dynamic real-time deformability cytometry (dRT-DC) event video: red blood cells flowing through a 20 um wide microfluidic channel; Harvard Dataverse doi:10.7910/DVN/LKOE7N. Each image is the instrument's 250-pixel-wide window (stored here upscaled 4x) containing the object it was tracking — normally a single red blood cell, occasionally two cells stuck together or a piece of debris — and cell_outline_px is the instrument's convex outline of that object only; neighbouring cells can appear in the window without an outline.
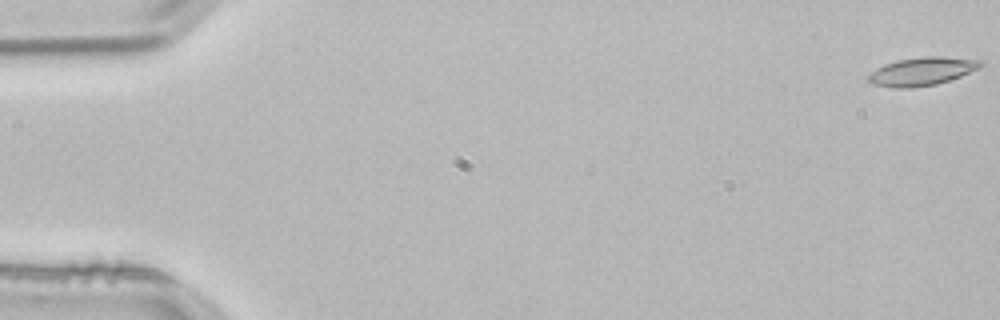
{"species": "common noctule bat (a hibernating species)", "species_latin": "Nyctalus noctula", "temperature_condition": "room temperature", "stored_images_in_passage": 4, "camera_frame_rate_fps": 3000, "um_per_image_px": 0.085, "animal": {"sex": "male", "body_mass_g": 21.5, "forearm_length_mm": 52.0}, "frame": {"image": 1, "passage_image": 1, "time_ms": 0.0, "image_size_px": [1000, 320], "cell_outline_px": [[984, 64], [980, 68], [960, 76], [936, 84], [912, 88], [892, 88], [872, 84], [868, 80], [868, 76], [876, 68], [884, 64], [896, 60], [924, 56], [940, 56], [984, 60]], "centroid_in_image_um": [78.38, 6.06], "position_along_channel_um": 6.6, "area_um2": 18.61}}
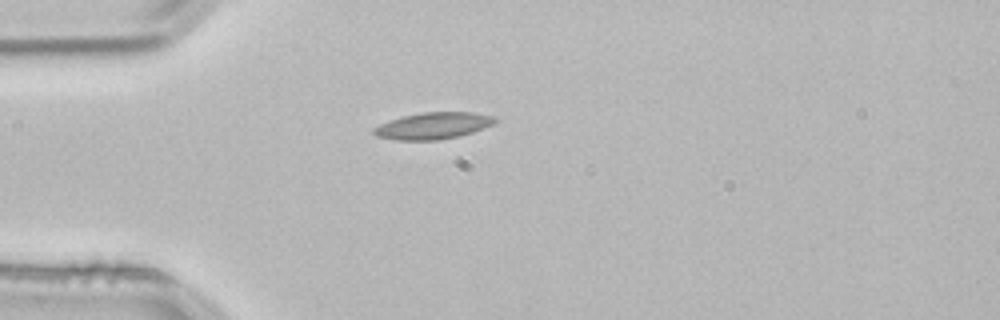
{"frame": {"image": 2, "passage_image": 4, "time_ms": 1.0, "image_size_px": [1000, 320], "cell_outline_px": [[496, 120], [492, 124], [484, 128], [460, 136], [440, 140], [396, 140], [376, 136], [372, 132], [372, 128], [388, 120], [420, 112], [472, 112], [496, 116]], "centroid_in_image_um": [36.8, 10.69], "position_along_channel_um": 48.2, "area_um2": 18.96}}